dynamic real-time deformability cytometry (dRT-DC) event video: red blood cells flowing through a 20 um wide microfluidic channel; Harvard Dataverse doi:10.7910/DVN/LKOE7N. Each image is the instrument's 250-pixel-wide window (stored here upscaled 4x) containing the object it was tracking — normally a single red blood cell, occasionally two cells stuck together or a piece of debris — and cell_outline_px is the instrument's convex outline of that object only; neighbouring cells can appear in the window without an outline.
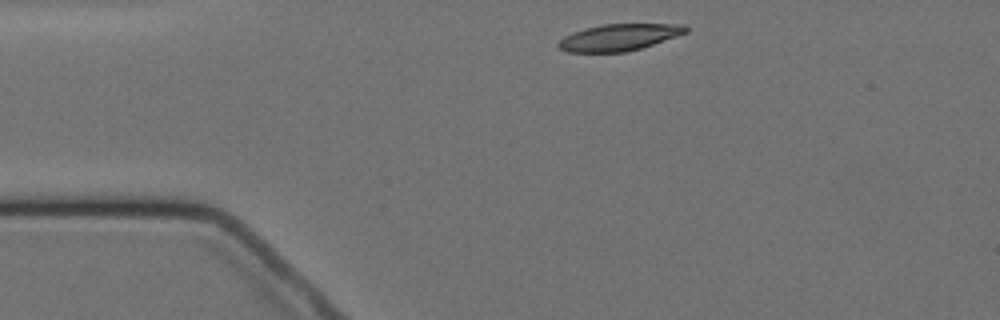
{"species": "Egyptian fruit bat (a non-hibernating species)", "species_latin": "Rousettus aegyptiacus", "temperature_condition": "cold", "stored_images_in_passage": 6, "camera_frame_rate_fps": 3000, "um_per_image_px": 0.085, "animal": {"sex": "female"}, "frame": {"image": 1, "passage_image": 1, "time_ms": 0.0, "image_size_px": [1000, 320], "cell_outline_px": [[688, 32], [640, 48], [624, 52], [568, 52], [560, 48], [556, 44], [564, 36], [572, 32], [584, 28], [600, 24], [684, 24], [688, 28]], "centroid_in_image_um": [52.59, 3.16], "position_along_channel_um": 32.4, "area_um2": 19.71}}
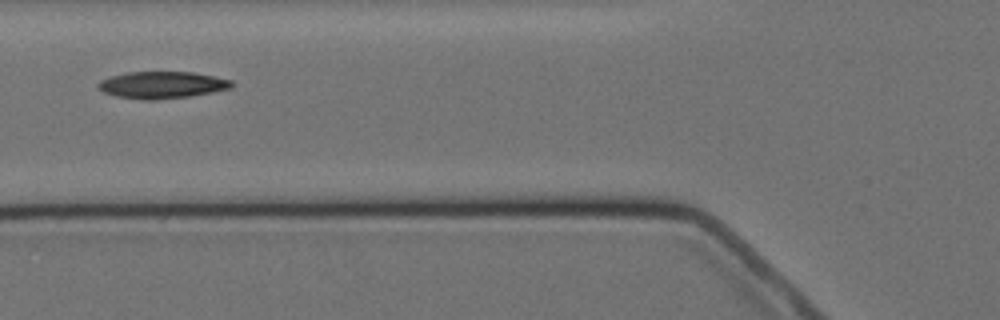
{"frame": {"image": 2, "passage_image": 4, "time_ms": 3.333, "image_size_px": [1000, 320], "cell_outline_px": [[236, 84], [232, 88], [212, 92], [188, 96], [156, 100], [140, 100], [116, 96], [104, 92], [96, 84], [100, 80], [112, 76], [128, 72], [192, 72], [232, 80]], "centroid_in_image_um": [13.79, 7.22], "position_along_channel_um": 112.0, "area_um2": 20.92}}
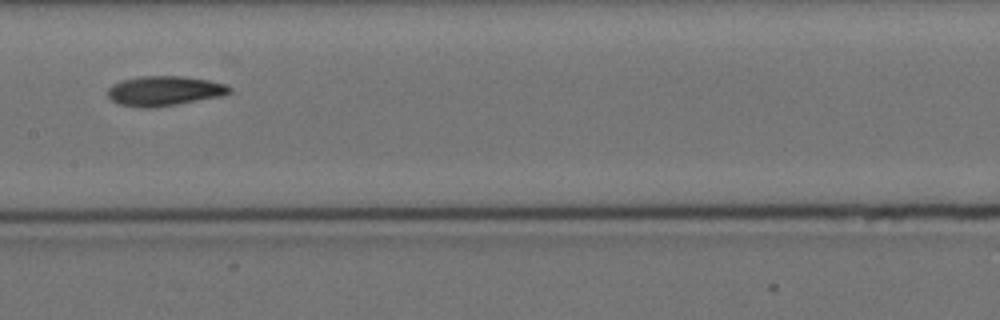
{"frame": {"image": 3, "passage_image": 6, "time_ms": 5.667, "image_size_px": [1000, 320], "cell_outline_px": [[232, 92], [220, 96], [176, 104], [148, 108], [144, 108], [120, 104], [112, 100], [108, 96], [108, 88], [112, 84], [120, 80], [140, 76], [184, 76], [208, 80], [228, 84], [232, 88]], "centroid_in_image_um": [13.97, 7.71], "position_along_channel_um": 193.4, "area_um2": 21.1}}